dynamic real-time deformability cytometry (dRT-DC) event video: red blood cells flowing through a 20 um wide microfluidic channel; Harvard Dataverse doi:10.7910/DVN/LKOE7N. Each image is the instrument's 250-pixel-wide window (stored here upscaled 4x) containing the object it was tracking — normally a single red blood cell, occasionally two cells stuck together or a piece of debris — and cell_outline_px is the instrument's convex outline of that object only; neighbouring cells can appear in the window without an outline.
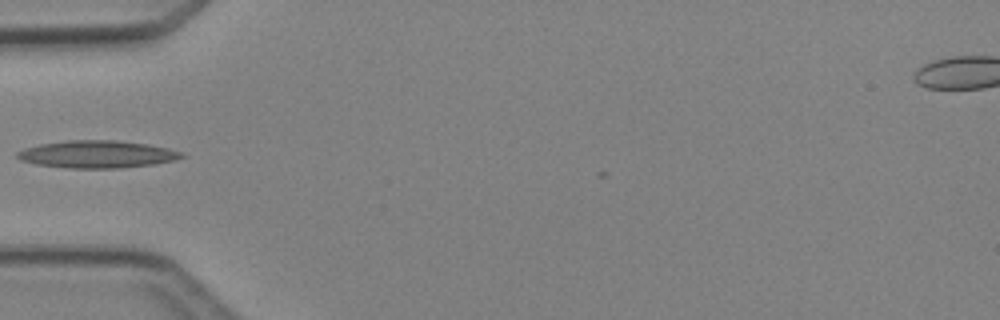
{"species": "Egyptian fruit bat (a non-hibernating species)", "species_latin": "Rousettus aegyptiacus", "temperature_condition": "cold", "stored_images_in_passage": 2, "camera_frame_rate_fps": 3000, "um_per_image_px": 0.085, "animal": {"sex": "female"}, "frame": {"image": 1, "passage_image": 2, "time_ms": 1.0, "image_size_px": [1000, 320], "cell_outline_px": [[188, 156], [176, 160], [152, 164], [120, 168], [68, 168], [36, 164], [20, 160], [16, 156], [16, 152], [40, 144], [68, 140], [120, 140], [148, 144], [168, 148], [180, 152]], "centroid_in_image_um": [8.29, 13.11], "position_along_channel_um": 76.7, "area_um2": 26.24}}